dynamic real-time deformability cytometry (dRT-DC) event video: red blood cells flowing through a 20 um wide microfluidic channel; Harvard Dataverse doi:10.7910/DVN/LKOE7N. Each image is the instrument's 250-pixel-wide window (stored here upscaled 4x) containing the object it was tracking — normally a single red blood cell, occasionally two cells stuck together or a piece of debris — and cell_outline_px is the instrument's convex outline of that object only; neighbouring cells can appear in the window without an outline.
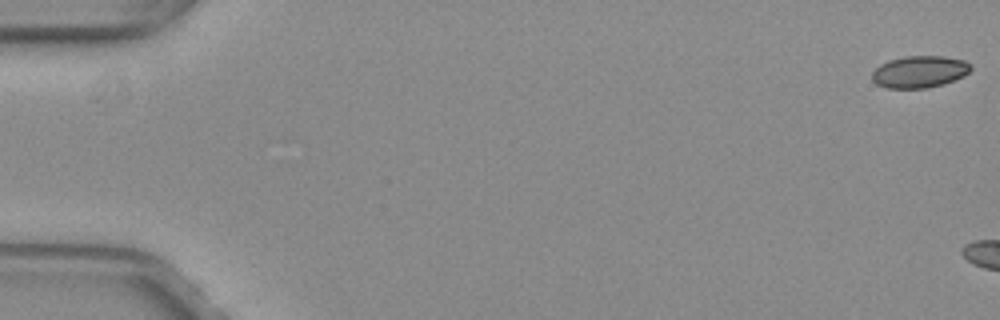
{"species": "common noctule bat (a hibernating species)", "species_latin": "Nyctalus noctula", "temperature_condition": "warm", "stored_images_in_passage": 5, "camera_frame_rate_fps": 3000, "um_per_image_px": 0.085, "animal": {"sex": "female", "body_mass_g": 29.2, "forearm_length_mm": 56.3}, "frame": {"image": 1, "passage_image": 1, "time_ms": 0.0, "image_size_px": [1000, 320], "cell_outline_px": [[972, 68], [964, 76], [944, 84], [928, 88], [888, 88], [876, 84], [872, 80], [872, 72], [880, 64], [888, 60], [904, 56], [944, 56], [964, 60], [972, 64]], "centroid_in_image_um": [78.17, 6.09], "position_along_channel_um": 6.8, "area_um2": 18.55}}